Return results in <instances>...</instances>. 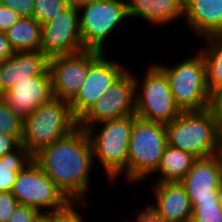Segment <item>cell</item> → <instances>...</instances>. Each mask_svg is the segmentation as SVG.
Listing matches in <instances>:
<instances>
[{
    "mask_svg": "<svg viewBox=\"0 0 222 222\" xmlns=\"http://www.w3.org/2000/svg\"><path fill=\"white\" fill-rule=\"evenodd\" d=\"M137 218L135 222H157L153 220L142 208V210L138 209Z\"/></svg>",
    "mask_w": 222,
    "mask_h": 222,
    "instance_id": "cell-34",
    "label": "cell"
},
{
    "mask_svg": "<svg viewBox=\"0 0 222 222\" xmlns=\"http://www.w3.org/2000/svg\"><path fill=\"white\" fill-rule=\"evenodd\" d=\"M219 205L222 207V185L219 188Z\"/></svg>",
    "mask_w": 222,
    "mask_h": 222,
    "instance_id": "cell-37",
    "label": "cell"
},
{
    "mask_svg": "<svg viewBox=\"0 0 222 222\" xmlns=\"http://www.w3.org/2000/svg\"><path fill=\"white\" fill-rule=\"evenodd\" d=\"M129 18H141L151 25L164 26L184 17L182 0H126Z\"/></svg>",
    "mask_w": 222,
    "mask_h": 222,
    "instance_id": "cell-19",
    "label": "cell"
},
{
    "mask_svg": "<svg viewBox=\"0 0 222 222\" xmlns=\"http://www.w3.org/2000/svg\"><path fill=\"white\" fill-rule=\"evenodd\" d=\"M18 205L11 192H0V222H9Z\"/></svg>",
    "mask_w": 222,
    "mask_h": 222,
    "instance_id": "cell-28",
    "label": "cell"
},
{
    "mask_svg": "<svg viewBox=\"0 0 222 222\" xmlns=\"http://www.w3.org/2000/svg\"><path fill=\"white\" fill-rule=\"evenodd\" d=\"M94 1H97V0H68V4L73 7L79 8L83 5L92 3Z\"/></svg>",
    "mask_w": 222,
    "mask_h": 222,
    "instance_id": "cell-35",
    "label": "cell"
},
{
    "mask_svg": "<svg viewBox=\"0 0 222 222\" xmlns=\"http://www.w3.org/2000/svg\"><path fill=\"white\" fill-rule=\"evenodd\" d=\"M134 120L135 115H129L86 129L94 162L98 160L96 162L104 169L108 181H116L122 174L127 181L128 148Z\"/></svg>",
    "mask_w": 222,
    "mask_h": 222,
    "instance_id": "cell-3",
    "label": "cell"
},
{
    "mask_svg": "<svg viewBox=\"0 0 222 222\" xmlns=\"http://www.w3.org/2000/svg\"><path fill=\"white\" fill-rule=\"evenodd\" d=\"M83 204L85 203L70 202L64 209L53 213V222H85L80 213L75 210Z\"/></svg>",
    "mask_w": 222,
    "mask_h": 222,
    "instance_id": "cell-27",
    "label": "cell"
},
{
    "mask_svg": "<svg viewBox=\"0 0 222 222\" xmlns=\"http://www.w3.org/2000/svg\"><path fill=\"white\" fill-rule=\"evenodd\" d=\"M49 69V58L42 51L15 52L0 62V95L29 77L42 76Z\"/></svg>",
    "mask_w": 222,
    "mask_h": 222,
    "instance_id": "cell-17",
    "label": "cell"
},
{
    "mask_svg": "<svg viewBox=\"0 0 222 222\" xmlns=\"http://www.w3.org/2000/svg\"><path fill=\"white\" fill-rule=\"evenodd\" d=\"M147 68L143 78L134 75L136 116L148 121L171 123L182 111L175 103L164 72L154 62Z\"/></svg>",
    "mask_w": 222,
    "mask_h": 222,
    "instance_id": "cell-7",
    "label": "cell"
},
{
    "mask_svg": "<svg viewBox=\"0 0 222 222\" xmlns=\"http://www.w3.org/2000/svg\"><path fill=\"white\" fill-rule=\"evenodd\" d=\"M68 5V0H35L32 17L40 24L49 22Z\"/></svg>",
    "mask_w": 222,
    "mask_h": 222,
    "instance_id": "cell-25",
    "label": "cell"
},
{
    "mask_svg": "<svg viewBox=\"0 0 222 222\" xmlns=\"http://www.w3.org/2000/svg\"><path fill=\"white\" fill-rule=\"evenodd\" d=\"M189 0H182L183 4L185 5Z\"/></svg>",
    "mask_w": 222,
    "mask_h": 222,
    "instance_id": "cell-38",
    "label": "cell"
},
{
    "mask_svg": "<svg viewBox=\"0 0 222 222\" xmlns=\"http://www.w3.org/2000/svg\"><path fill=\"white\" fill-rule=\"evenodd\" d=\"M127 70L77 120V126L87 129L103 121L136 115V85L134 73Z\"/></svg>",
    "mask_w": 222,
    "mask_h": 222,
    "instance_id": "cell-10",
    "label": "cell"
},
{
    "mask_svg": "<svg viewBox=\"0 0 222 222\" xmlns=\"http://www.w3.org/2000/svg\"><path fill=\"white\" fill-rule=\"evenodd\" d=\"M20 145V141L15 136L0 134V157L4 154L13 152Z\"/></svg>",
    "mask_w": 222,
    "mask_h": 222,
    "instance_id": "cell-32",
    "label": "cell"
},
{
    "mask_svg": "<svg viewBox=\"0 0 222 222\" xmlns=\"http://www.w3.org/2000/svg\"><path fill=\"white\" fill-rule=\"evenodd\" d=\"M181 183L191 202L218 201L222 185V153L196 159Z\"/></svg>",
    "mask_w": 222,
    "mask_h": 222,
    "instance_id": "cell-15",
    "label": "cell"
},
{
    "mask_svg": "<svg viewBox=\"0 0 222 222\" xmlns=\"http://www.w3.org/2000/svg\"><path fill=\"white\" fill-rule=\"evenodd\" d=\"M76 127L77 119L71 112L70 104L53 97L24 117L20 143L34 156Z\"/></svg>",
    "mask_w": 222,
    "mask_h": 222,
    "instance_id": "cell-5",
    "label": "cell"
},
{
    "mask_svg": "<svg viewBox=\"0 0 222 222\" xmlns=\"http://www.w3.org/2000/svg\"><path fill=\"white\" fill-rule=\"evenodd\" d=\"M1 97L15 113L23 118L28 116L54 97L49 69L42 76L16 83Z\"/></svg>",
    "mask_w": 222,
    "mask_h": 222,
    "instance_id": "cell-16",
    "label": "cell"
},
{
    "mask_svg": "<svg viewBox=\"0 0 222 222\" xmlns=\"http://www.w3.org/2000/svg\"><path fill=\"white\" fill-rule=\"evenodd\" d=\"M40 212L32 207L19 204L9 222H35L40 216Z\"/></svg>",
    "mask_w": 222,
    "mask_h": 222,
    "instance_id": "cell-30",
    "label": "cell"
},
{
    "mask_svg": "<svg viewBox=\"0 0 222 222\" xmlns=\"http://www.w3.org/2000/svg\"><path fill=\"white\" fill-rule=\"evenodd\" d=\"M24 118L15 113L0 95V134L15 136L20 142Z\"/></svg>",
    "mask_w": 222,
    "mask_h": 222,
    "instance_id": "cell-24",
    "label": "cell"
},
{
    "mask_svg": "<svg viewBox=\"0 0 222 222\" xmlns=\"http://www.w3.org/2000/svg\"><path fill=\"white\" fill-rule=\"evenodd\" d=\"M167 143L198 158L222 153V103L203 111L182 112L166 124Z\"/></svg>",
    "mask_w": 222,
    "mask_h": 222,
    "instance_id": "cell-2",
    "label": "cell"
},
{
    "mask_svg": "<svg viewBox=\"0 0 222 222\" xmlns=\"http://www.w3.org/2000/svg\"><path fill=\"white\" fill-rule=\"evenodd\" d=\"M197 158L191 153L167 145L157 170L160 175L152 183L181 182Z\"/></svg>",
    "mask_w": 222,
    "mask_h": 222,
    "instance_id": "cell-21",
    "label": "cell"
},
{
    "mask_svg": "<svg viewBox=\"0 0 222 222\" xmlns=\"http://www.w3.org/2000/svg\"><path fill=\"white\" fill-rule=\"evenodd\" d=\"M154 203L143 209L157 222H190L192 204L181 182L152 183Z\"/></svg>",
    "mask_w": 222,
    "mask_h": 222,
    "instance_id": "cell-14",
    "label": "cell"
},
{
    "mask_svg": "<svg viewBox=\"0 0 222 222\" xmlns=\"http://www.w3.org/2000/svg\"><path fill=\"white\" fill-rule=\"evenodd\" d=\"M14 53L15 51L6 37L5 32L0 31V62L11 58Z\"/></svg>",
    "mask_w": 222,
    "mask_h": 222,
    "instance_id": "cell-33",
    "label": "cell"
},
{
    "mask_svg": "<svg viewBox=\"0 0 222 222\" xmlns=\"http://www.w3.org/2000/svg\"><path fill=\"white\" fill-rule=\"evenodd\" d=\"M167 145L166 124L135 115L128 148L127 182L138 183L152 175Z\"/></svg>",
    "mask_w": 222,
    "mask_h": 222,
    "instance_id": "cell-6",
    "label": "cell"
},
{
    "mask_svg": "<svg viewBox=\"0 0 222 222\" xmlns=\"http://www.w3.org/2000/svg\"><path fill=\"white\" fill-rule=\"evenodd\" d=\"M80 32L86 50L106 52V40L129 18L126 0H97L78 8Z\"/></svg>",
    "mask_w": 222,
    "mask_h": 222,
    "instance_id": "cell-8",
    "label": "cell"
},
{
    "mask_svg": "<svg viewBox=\"0 0 222 222\" xmlns=\"http://www.w3.org/2000/svg\"><path fill=\"white\" fill-rule=\"evenodd\" d=\"M191 222H222V207L219 201L191 202Z\"/></svg>",
    "mask_w": 222,
    "mask_h": 222,
    "instance_id": "cell-26",
    "label": "cell"
},
{
    "mask_svg": "<svg viewBox=\"0 0 222 222\" xmlns=\"http://www.w3.org/2000/svg\"><path fill=\"white\" fill-rule=\"evenodd\" d=\"M35 0H0V4L12 9L21 17H32Z\"/></svg>",
    "mask_w": 222,
    "mask_h": 222,
    "instance_id": "cell-29",
    "label": "cell"
},
{
    "mask_svg": "<svg viewBox=\"0 0 222 222\" xmlns=\"http://www.w3.org/2000/svg\"><path fill=\"white\" fill-rule=\"evenodd\" d=\"M11 193L21 205L42 213H55L70 201L33 159L17 175Z\"/></svg>",
    "mask_w": 222,
    "mask_h": 222,
    "instance_id": "cell-9",
    "label": "cell"
},
{
    "mask_svg": "<svg viewBox=\"0 0 222 222\" xmlns=\"http://www.w3.org/2000/svg\"><path fill=\"white\" fill-rule=\"evenodd\" d=\"M182 20L199 38L222 36V0H189Z\"/></svg>",
    "mask_w": 222,
    "mask_h": 222,
    "instance_id": "cell-18",
    "label": "cell"
},
{
    "mask_svg": "<svg viewBox=\"0 0 222 222\" xmlns=\"http://www.w3.org/2000/svg\"><path fill=\"white\" fill-rule=\"evenodd\" d=\"M5 34L15 52L41 51V24L33 17H21Z\"/></svg>",
    "mask_w": 222,
    "mask_h": 222,
    "instance_id": "cell-22",
    "label": "cell"
},
{
    "mask_svg": "<svg viewBox=\"0 0 222 222\" xmlns=\"http://www.w3.org/2000/svg\"><path fill=\"white\" fill-rule=\"evenodd\" d=\"M199 51L206 64L207 86L210 95L222 103V36H207Z\"/></svg>",
    "mask_w": 222,
    "mask_h": 222,
    "instance_id": "cell-20",
    "label": "cell"
},
{
    "mask_svg": "<svg viewBox=\"0 0 222 222\" xmlns=\"http://www.w3.org/2000/svg\"><path fill=\"white\" fill-rule=\"evenodd\" d=\"M35 222H53V213H42Z\"/></svg>",
    "mask_w": 222,
    "mask_h": 222,
    "instance_id": "cell-36",
    "label": "cell"
},
{
    "mask_svg": "<svg viewBox=\"0 0 222 222\" xmlns=\"http://www.w3.org/2000/svg\"><path fill=\"white\" fill-rule=\"evenodd\" d=\"M33 159L70 202H85L91 188V170L96 164L85 129L77 126L42 148Z\"/></svg>",
    "mask_w": 222,
    "mask_h": 222,
    "instance_id": "cell-1",
    "label": "cell"
},
{
    "mask_svg": "<svg viewBox=\"0 0 222 222\" xmlns=\"http://www.w3.org/2000/svg\"><path fill=\"white\" fill-rule=\"evenodd\" d=\"M84 50L78 8L68 5L53 20L41 24V51L48 58Z\"/></svg>",
    "mask_w": 222,
    "mask_h": 222,
    "instance_id": "cell-12",
    "label": "cell"
},
{
    "mask_svg": "<svg viewBox=\"0 0 222 222\" xmlns=\"http://www.w3.org/2000/svg\"><path fill=\"white\" fill-rule=\"evenodd\" d=\"M20 18L12 9L0 4V31L5 32Z\"/></svg>",
    "mask_w": 222,
    "mask_h": 222,
    "instance_id": "cell-31",
    "label": "cell"
},
{
    "mask_svg": "<svg viewBox=\"0 0 222 222\" xmlns=\"http://www.w3.org/2000/svg\"><path fill=\"white\" fill-rule=\"evenodd\" d=\"M106 52L90 50V67L76 98L70 103L78 120L129 68L107 59Z\"/></svg>",
    "mask_w": 222,
    "mask_h": 222,
    "instance_id": "cell-11",
    "label": "cell"
},
{
    "mask_svg": "<svg viewBox=\"0 0 222 222\" xmlns=\"http://www.w3.org/2000/svg\"><path fill=\"white\" fill-rule=\"evenodd\" d=\"M197 52L174 66L156 63L166 75L175 103L182 112L203 111L218 103L208 91L205 60L202 53Z\"/></svg>",
    "mask_w": 222,
    "mask_h": 222,
    "instance_id": "cell-4",
    "label": "cell"
},
{
    "mask_svg": "<svg viewBox=\"0 0 222 222\" xmlns=\"http://www.w3.org/2000/svg\"><path fill=\"white\" fill-rule=\"evenodd\" d=\"M32 160L33 155L23 145L0 157V192H11L18 173Z\"/></svg>",
    "mask_w": 222,
    "mask_h": 222,
    "instance_id": "cell-23",
    "label": "cell"
},
{
    "mask_svg": "<svg viewBox=\"0 0 222 222\" xmlns=\"http://www.w3.org/2000/svg\"><path fill=\"white\" fill-rule=\"evenodd\" d=\"M90 67V50L49 58L54 98L71 103L86 80Z\"/></svg>",
    "mask_w": 222,
    "mask_h": 222,
    "instance_id": "cell-13",
    "label": "cell"
}]
</instances>
